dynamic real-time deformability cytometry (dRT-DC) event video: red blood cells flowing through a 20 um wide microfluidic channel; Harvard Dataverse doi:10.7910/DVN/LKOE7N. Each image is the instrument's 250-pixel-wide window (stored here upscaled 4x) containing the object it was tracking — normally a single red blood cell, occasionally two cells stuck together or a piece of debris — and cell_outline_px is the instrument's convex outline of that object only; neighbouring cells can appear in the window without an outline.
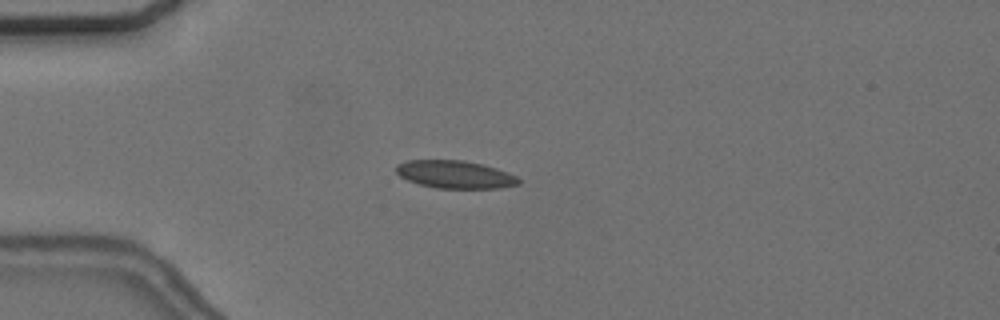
{"species": "common noctule bat (a hibernating species)", "species_latin": "Nyctalus noctula", "temperature_condition": "cold", "stored_images_in_passage": 56, "camera_frame_rate_fps": 3000, "um_per_image_px": 0.085, "animal": {"sex": "female", "body_mass_g": 24.6, "forearm_length_mm": 56.2}, "frame": {"image": 1, "passage_image": 15, "time_ms": 4.667, "image_size_px": [1000, 320], "cell_outline_px": [[520, 184], [500, 188], [436, 188], [420, 184], [408, 180], [400, 176], [396, 172], [396, 164], [408, 160], [464, 160], [484, 164], [508, 172], [516, 176], [520, 180]], "centroid_in_image_um": [38.69, 14.82], "position_along_channel_um": 46.3, "area_um2": 19.88}}
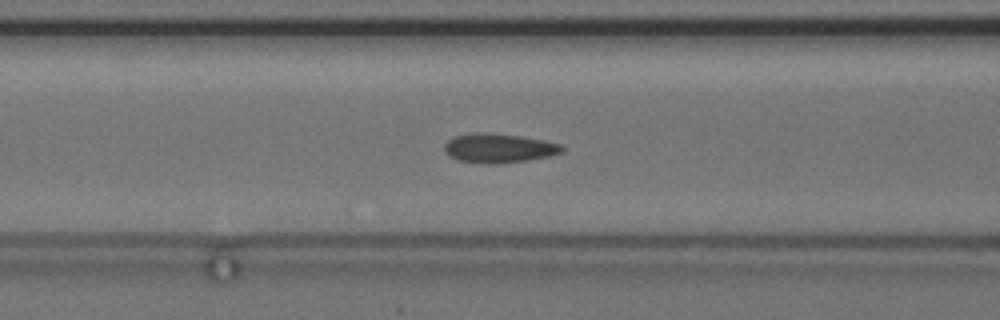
{"frame": {"image": 2, "passage_image": 23, "time_ms": 7.333, "image_size_px": [1000, 320], "cell_outline_px": [[564, 152], [548, 156], [528, 160], [500, 164], [488, 164], [460, 160], [448, 156], [444, 148], [444, 144], [448, 140], [456, 136], [476, 132], [480, 132], [520, 136], [544, 140], [560, 144], [564, 148]], "centroid_in_image_um": [42.41, 12.6], "position_along_channel_um": 124.2, "area_um2": 19.94}}
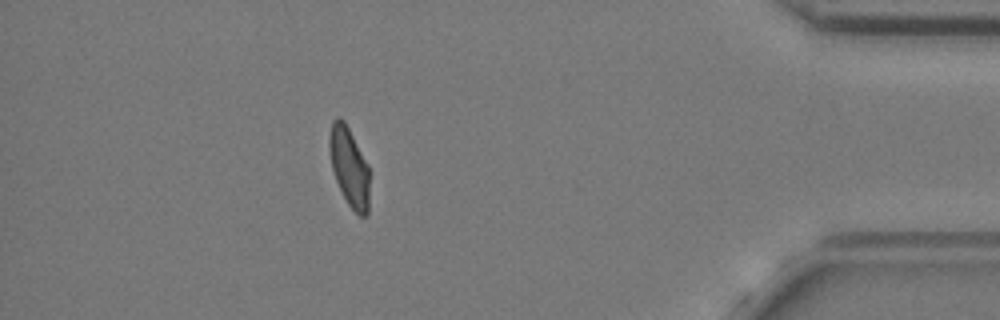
{"frame": {"image": 3, "passage_image": 50, "time_ms": 16.333, "image_size_px": [1000, 320], "cell_outline_px": [[368, 216], [360, 216], [348, 204], [336, 180], [332, 168], [328, 148], [328, 136], [332, 120], [336, 116], [340, 116], [344, 120], [368, 164]], "centroid_in_image_um": [29.65, 14.12], "position_along_channel_um": 405.5, "area_um2": 18.44}, "authors_computed_cell_mechanics": {"area_um2": 19.5364, "velocity_mm_per_s": 3.6462, "shape_relaxation_time_tau1_ms": 8.0276, "shape_relaxation_time_tau2_ms": 1.2623, "deformation_change_tau1": 0.1631, "deformation_change_tau2": 0.0756}}